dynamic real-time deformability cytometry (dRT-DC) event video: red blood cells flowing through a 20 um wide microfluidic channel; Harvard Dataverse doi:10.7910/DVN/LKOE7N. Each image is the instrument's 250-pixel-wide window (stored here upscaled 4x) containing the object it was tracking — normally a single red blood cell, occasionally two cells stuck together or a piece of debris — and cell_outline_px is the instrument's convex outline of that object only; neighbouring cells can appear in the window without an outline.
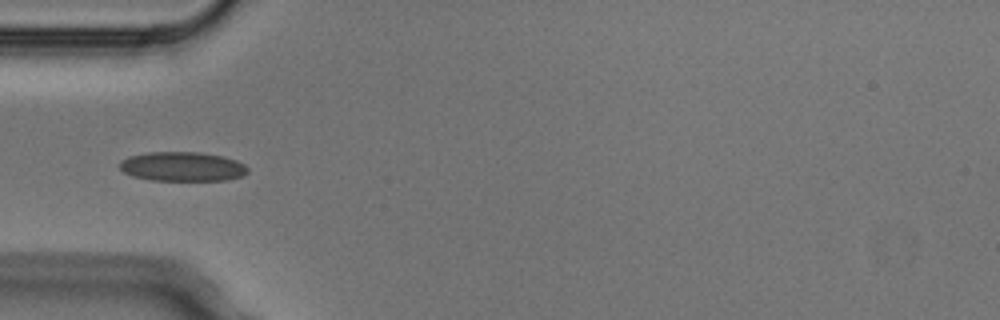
{"species": "Egyptian fruit bat (a non-hibernating species)", "species_latin": "Rousettus aegyptiacus", "temperature_condition": "cold", "stored_images_in_passage": 3, "camera_frame_rate_fps": 3000, "um_per_image_px": 0.085, "animal": {"sex": "male"}, "frame": {"image": 1, "passage_image": 3, "time_ms": 0.667, "image_size_px": [1000, 320], "cell_outline_px": [[248, 172], [244, 176], [228, 180], [152, 180], [132, 176], [124, 172], [120, 168], [120, 160], [128, 156], [148, 152], [200, 152], [224, 156], [236, 160], [244, 164], [248, 168]], "centroid_in_image_um": [15.52, 14.15], "position_along_channel_um": 69.5, "area_um2": 22.08}}